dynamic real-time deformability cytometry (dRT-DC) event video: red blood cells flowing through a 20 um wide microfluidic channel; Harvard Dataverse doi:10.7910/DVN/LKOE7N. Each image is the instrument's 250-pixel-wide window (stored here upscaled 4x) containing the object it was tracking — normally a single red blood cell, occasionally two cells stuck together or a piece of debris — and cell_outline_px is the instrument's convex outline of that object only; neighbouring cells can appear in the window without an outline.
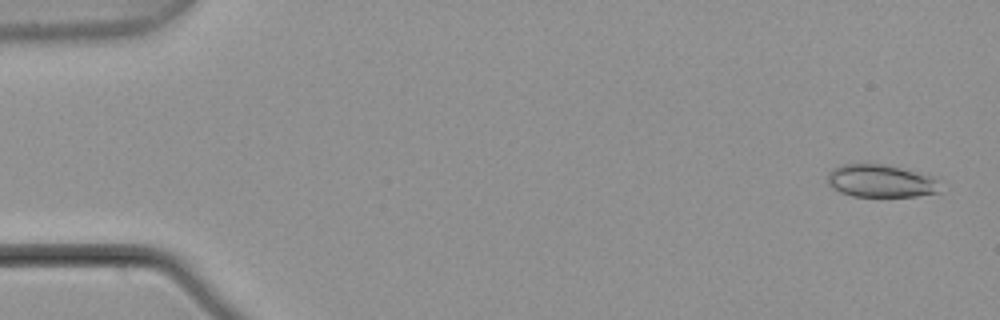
{"species": "common noctule bat (a hibernating species)", "species_latin": "Nyctalus noctula", "temperature_condition": "warm", "stored_images_in_passage": 5, "camera_frame_rate_fps": 3000, "um_per_image_px": 0.085, "animal": {"sex": "male", "body_mass_g": 21.5, "forearm_length_mm": 52.0}, "frame": {"image": 1, "passage_image": 1, "time_ms": 0.0, "image_size_px": [1000, 320], "cell_outline_px": [[940, 192], [916, 196], [852, 196], [840, 192], [832, 188], [828, 184], [828, 172], [832, 168], [844, 164], [884, 164], [932, 176], [940, 180]], "centroid_in_image_um": [74.87, 15.39], "position_along_channel_um": 10.1, "area_um2": 21.5}}